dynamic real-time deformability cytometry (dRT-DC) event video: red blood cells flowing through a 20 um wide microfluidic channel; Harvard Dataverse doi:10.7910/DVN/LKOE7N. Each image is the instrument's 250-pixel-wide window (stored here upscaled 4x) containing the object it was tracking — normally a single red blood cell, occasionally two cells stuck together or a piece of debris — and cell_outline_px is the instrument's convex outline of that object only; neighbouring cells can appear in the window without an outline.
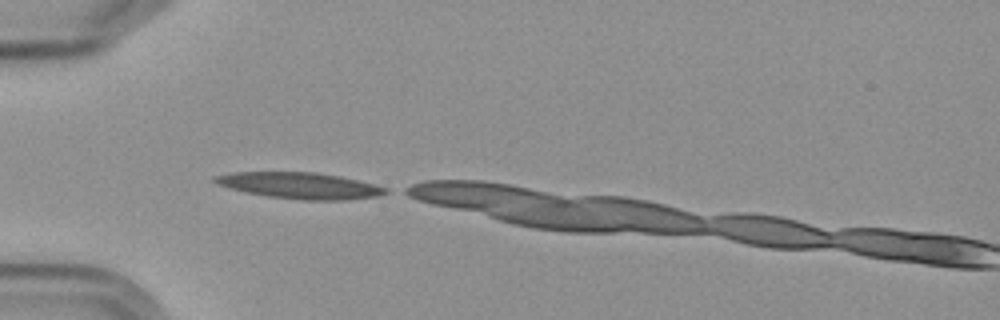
{"species": "Egyptian fruit bat (a non-hibernating species)", "species_latin": "Rousettus aegyptiacus", "temperature_condition": "cold", "stored_images_in_passage": 12, "camera_frame_rate_fps": 3000, "um_per_image_px": 0.085, "frame": {"image": 1, "passage_image": 1, "time_ms": 0.0, "image_size_px": [1000, 320], "cell_outline_px": [[392, 192], [376, 196], [340, 200], [304, 200], [268, 196], [248, 192], [216, 184], [212, 180], [212, 176], [236, 172], [316, 172], [340, 176], [388, 188]], "centroid_in_image_um": [25.49, 15.76], "position_along_channel_um": 59.5, "area_um2": 25.84}}